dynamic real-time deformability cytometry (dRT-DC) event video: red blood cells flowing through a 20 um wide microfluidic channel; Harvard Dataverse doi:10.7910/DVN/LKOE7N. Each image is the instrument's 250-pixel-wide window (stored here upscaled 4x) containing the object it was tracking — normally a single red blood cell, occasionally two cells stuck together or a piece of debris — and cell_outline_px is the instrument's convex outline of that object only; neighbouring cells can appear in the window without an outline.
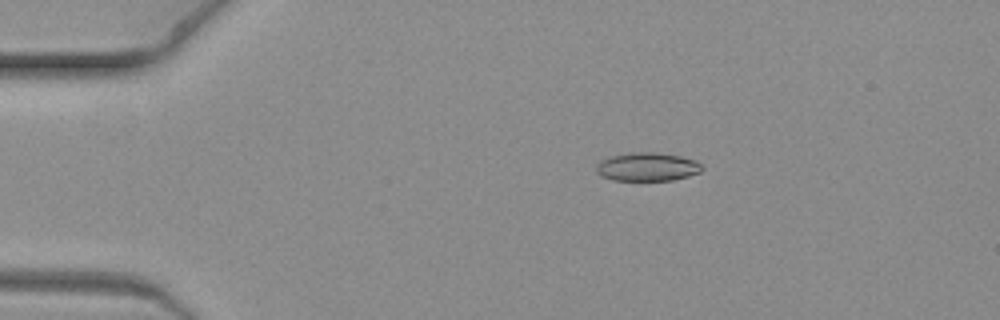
{"species": "common noctule bat (a hibernating species)", "species_latin": "Nyctalus noctula", "temperature_condition": "warm", "stored_images_in_passage": 7, "camera_frame_rate_fps": 3000, "um_per_image_px": 0.085, "animal": {"sex": "female", "body_mass_g": 19.3, "forearm_length_mm": 54.1}, "frame": {"image": 1, "passage_image": 3, "time_ms": 0.667, "image_size_px": [1000, 320], "cell_outline_px": [[704, 168], [700, 172], [688, 176], [672, 180], [612, 180], [600, 176], [596, 172], [596, 164], [600, 160], [612, 156], [632, 152], [656, 152], [680, 156], [696, 160]], "centroid_in_image_um": [55.0, 14.18], "position_along_channel_um": 30.0, "area_um2": 17.63}}
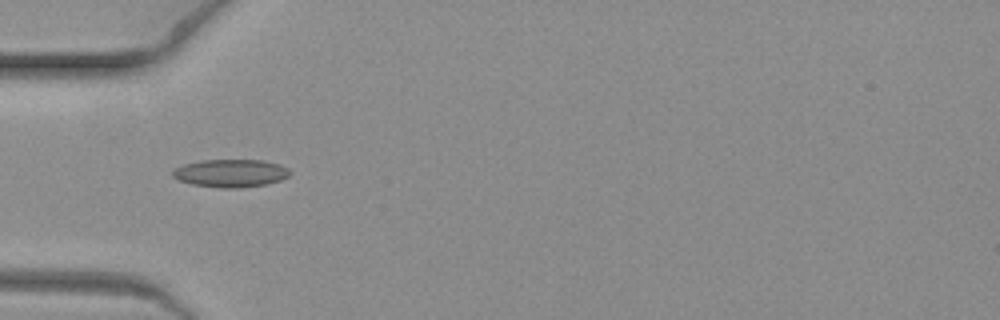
{"frame": {"image": 2, "passage_image": 6, "time_ms": 1.667, "image_size_px": [1000, 320], "cell_outline_px": [[292, 172], [288, 176], [280, 180], [264, 184], [236, 188], [220, 188], [192, 184], [180, 180], [172, 176], [172, 168], [184, 164], [200, 160], [264, 160], [280, 164], [288, 168]], "centroid_in_image_um": [19.59, 14.71], "position_along_channel_um": 65.4, "area_um2": 19.07}}